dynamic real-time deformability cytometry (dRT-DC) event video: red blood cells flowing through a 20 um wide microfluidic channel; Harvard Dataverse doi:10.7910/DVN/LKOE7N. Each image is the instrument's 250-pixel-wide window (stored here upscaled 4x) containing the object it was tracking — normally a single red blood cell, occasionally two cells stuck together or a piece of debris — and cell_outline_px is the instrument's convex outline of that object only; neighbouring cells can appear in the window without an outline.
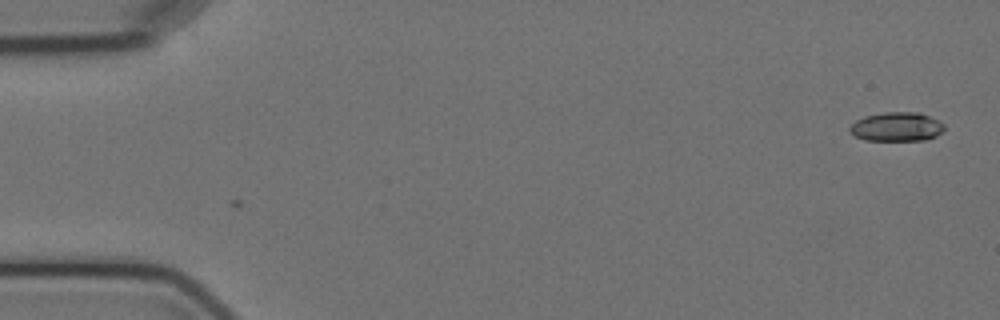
{"species": "Egyptian fruit bat (a non-hibernating species)", "species_latin": "Rousettus aegyptiacus", "temperature_condition": "cold", "stored_images_in_passage": 6, "camera_frame_rate_fps": 3000, "um_per_image_px": 0.085, "animal": {"sex": "female"}, "frame": {"image": 1, "passage_image": 1, "time_ms": 0.0, "image_size_px": [1000, 320], "cell_outline_px": [[944, 128], [936, 136], [924, 140], [864, 140], [848, 132], [848, 128], [856, 120], [864, 116], [884, 112], [920, 112], [944, 124]], "centroid_in_image_um": [76.17, 10.77], "position_along_channel_um": 8.8, "area_um2": 15.95}}
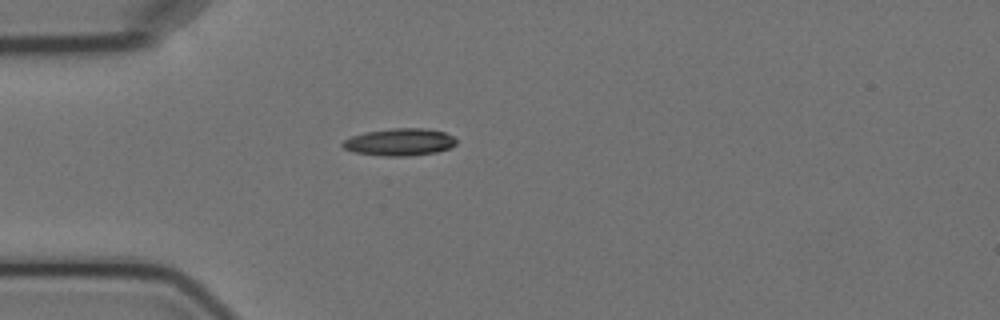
{"frame": {"image": 2, "passage_image": 5, "time_ms": 4.667, "image_size_px": [1000, 320], "cell_outline_px": [[456, 144], [448, 148], [436, 152], [408, 156], [384, 156], [356, 152], [344, 148], [340, 144], [344, 140], [352, 136], [364, 132], [392, 128], [424, 128], [444, 132], [452, 136], [456, 140]], "centroid_in_image_um": [33.96, 12.07], "position_along_channel_um": 51.0, "area_um2": 17.92}}